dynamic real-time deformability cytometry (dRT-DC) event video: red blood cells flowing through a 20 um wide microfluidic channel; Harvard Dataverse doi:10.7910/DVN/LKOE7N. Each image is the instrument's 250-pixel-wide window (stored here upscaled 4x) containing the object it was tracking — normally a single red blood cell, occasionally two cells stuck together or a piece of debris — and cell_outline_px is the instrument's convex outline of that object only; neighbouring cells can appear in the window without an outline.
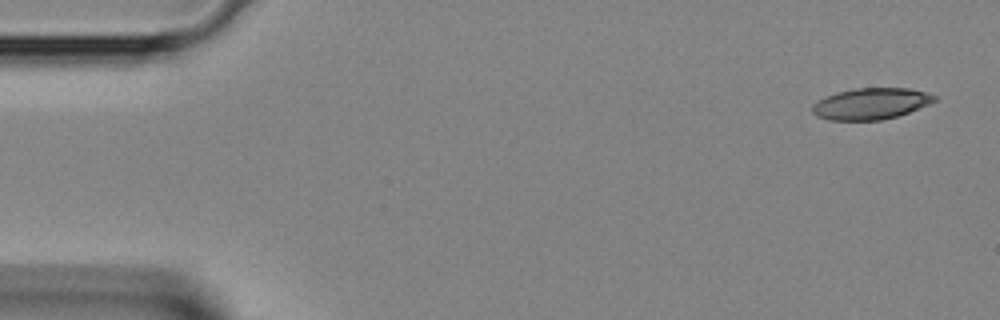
{"species": "Egyptian fruit bat (a non-hibernating species)", "species_latin": "Rousettus aegyptiacus", "temperature_condition": "room temperature", "stored_images_in_passage": 3, "segment_of_instrument_passage": [1, 2], "camera_frame_rate_fps": 3000, "um_per_image_px": 0.085, "animal": {"sex": "female"}, "frame": {"image": 1, "passage_image": 1, "time_ms": 0.0, "image_size_px": [1000, 320], "cell_outline_px": [[940, 100], [908, 112], [896, 116], [880, 120], [828, 120], [816, 116], [812, 112], [812, 104], [816, 100], [836, 92], [852, 88], [908, 88], [924, 92], [936, 96]], "centroid_in_image_um": [73.99, 8.81], "position_along_channel_um": 11.0, "area_um2": 22.43}}